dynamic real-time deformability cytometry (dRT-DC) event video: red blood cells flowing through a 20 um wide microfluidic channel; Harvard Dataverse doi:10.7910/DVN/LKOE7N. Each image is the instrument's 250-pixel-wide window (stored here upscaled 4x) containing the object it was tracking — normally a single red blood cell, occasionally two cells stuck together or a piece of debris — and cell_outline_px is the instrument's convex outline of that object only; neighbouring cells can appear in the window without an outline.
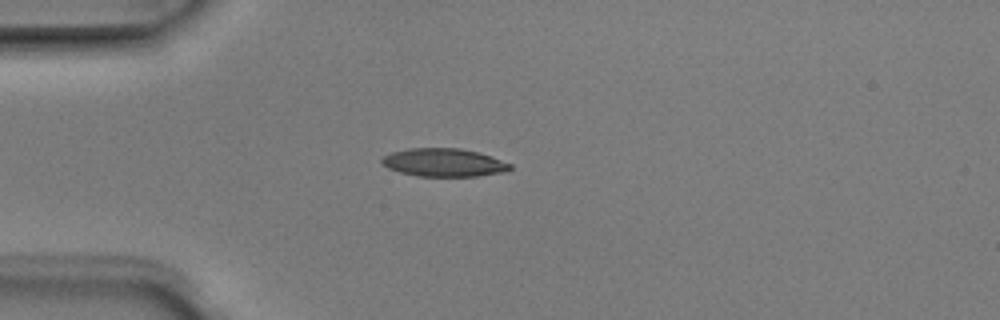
{"species": "Egyptian fruit bat (a non-hibernating species)", "species_latin": "Rousettus aegyptiacus", "temperature_condition": "room temperature", "stored_images_in_passage": 1, "camera_frame_rate_fps": 3000, "um_per_image_px": 0.085, "animal": {"sex": "male"}, "frame": {"image": 1, "passage_image": 1, "time_ms": 0.0, "image_size_px": [1000, 320], "cell_outline_px": [[512, 168], [508, 172], [476, 176], [416, 176], [400, 172], [388, 168], [380, 160], [384, 156], [392, 152], [408, 148], [460, 148], [492, 156], [512, 164]], "centroid_in_image_um": [37.76, 13.82], "position_along_channel_um": 47.2, "area_um2": 21.1}}